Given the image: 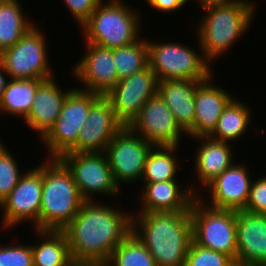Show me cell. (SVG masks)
I'll return each mask as SVG.
<instances>
[{"instance_id": "cell-30", "label": "cell", "mask_w": 266, "mask_h": 266, "mask_svg": "<svg viewBox=\"0 0 266 266\" xmlns=\"http://www.w3.org/2000/svg\"><path fill=\"white\" fill-rule=\"evenodd\" d=\"M105 266H157L149 250L131 232L112 252Z\"/></svg>"}, {"instance_id": "cell-28", "label": "cell", "mask_w": 266, "mask_h": 266, "mask_svg": "<svg viewBox=\"0 0 266 266\" xmlns=\"http://www.w3.org/2000/svg\"><path fill=\"white\" fill-rule=\"evenodd\" d=\"M44 80L9 79L0 101V115L13 116L23 120L32 106L37 87Z\"/></svg>"}, {"instance_id": "cell-35", "label": "cell", "mask_w": 266, "mask_h": 266, "mask_svg": "<svg viewBox=\"0 0 266 266\" xmlns=\"http://www.w3.org/2000/svg\"><path fill=\"white\" fill-rule=\"evenodd\" d=\"M102 0H62L65 8L80 28Z\"/></svg>"}, {"instance_id": "cell-5", "label": "cell", "mask_w": 266, "mask_h": 266, "mask_svg": "<svg viewBox=\"0 0 266 266\" xmlns=\"http://www.w3.org/2000/svg\"><path fill=\"white\" fill-rule=\"evenodd\" d=\"M84 201L67 167L59 159L44 158L38 230L62 231Z\"/></svg>"}, {"instance_id": "cell-32", "label": "cell", "mask_w": 266, "mask_h": 266, "mask_svg": "<svg viewBox=\"0 0 266 266\" xmlns=\"http://www.w3.org/2000/svg\"><path fill=\"white\" fill-rule=\"evenodd\" d=\"M185 266H237L228 255L204 248L191 242L186 255Z\"/></svg>"}, {"instance_id": "cell-37", "label": "cell", "mask_w": 266, "mask_h": 266, "mask_svg": "<svg viewBox=\"0 0 266 266\" xmlns=\"http://www.w3.org/2000/svg\"><path fill=\"white\" fill-rule=\"evenodd\" d=\"M191 1V0H190ZM196 4L201 6L200 8L205 9L213 6L228 5L243 0H195Z\"/></svg>"}, {"instance_id": "cell-2", "label": "cell", "mask_w": 266, "mask_h": 266, "mask_svg": "<svg viewBox=\"0 0 266 266\" xmlns=\"http://www.w3.org/2000/svg\"><path fill=\"white\" fill-rule=\"evenodd\" d=\"M132 233L157 266H185L192 242L190 211L133 213Z\"/></svg>"}, {"instance_id": "cell-29", "label": "cell", "mask_w": 266, "mask_h": 266, "mask_svg": "<svg viewBox=\"0 0 266 266\" xmlns=\"http://www.w3.org/2000/svg\"><path fill=\"white\" fill-rule=\"evenodd\" d=\"M113 61L119 80L132 76L148 66V37L135 43L113 49Z\"/></svg>"}, {"instance_id": "cell-33", "label": "cell", "mask_w": 266, "mask_h": 266, "mask_svg": "<svg viewBox=\"0 0 266 266\" xmlns=\"http://www.w3.org/2000/svg\"><path fill=\"white\" fill-rule=\"evenodd\" d=\"M15 244H0V266H34L31 242Z\"/></svg>"}, {"instance_id": "cell-34", "label": "cell", "mask_w": 266, "mask_h": 266, "mask_svg": "<svg viewBox=\"0 0 266 266\" xmlns=\"http://www.w3.org/2000/svg\"><path fill=\"white\" fill-rule=\"evenodd\" d=\"M261 175L252 180L245 211L261 214L266 209V174Z\"/></svg>"}, {"instance_id": "cell-23", "label": "cell", "mask_w": 266, "mask_h": 266, "mask_svg": "<svg viewBox=\"0 0 266 266\" xmlns=\"http://www.w3.org/2000/svg\"><path fill=\"white\" fill-rule=\"evenodd\" d=\"M201 81L163 80L158 82V95L172 111L178 125L187 134L195 122V93Z\"/></svg>"}, {"instance_id": "cell-10", "label": "cell", "mask_w": 266, "mask_h": 266, "mask_svg": "<svg viewBox=\"0 0 266 266\" xmlns=\"http://www.w3.org/2000/svg\"><path fill=\"white\" fill-rule=\"evenodd\" d=\"M59 160L71 172L85 201H94L96 198L99 200L98 196L101 199L110 197V200L116 197L117 200L118 195L122 194L113 178L105 153L70 152L62 155Z\"/></svg>"}, {"instance_id": "cell-16", "label": "cell", "mask_w": 266, "mask_h": 266, "mask_svg": "<svg viewBox=\"0 0 266 266\" xmlns=\"http://www.w3.org/2000/svg\"><path fill=\"white\" fill-rule=\"evenodd\" d=\"M158 79L153 70L147 66L132 76L119 80L105 95L111 102L117 118L128 126L139 114L142 106L158 90Z\"/></svg>"}, {"instance_id": "cell-27", "label": "cell", "mask_w": 266, "mask_h": 266, "mask_svg": "<svg viewBox=\"0 0 266 266\" xmlns=\"http://www.w3.org/2000/svg\"><path fill=\"white\" fill-rule=\"evenodd\" d=\"M180 145L153 146L146 158L144 172L140 183H154L168 180H178V172L182 170L180 157L176 154ZM180 161V162H179Z\"/></svg>"}, {"instance_id": "cell-18", "label": "cell", "mask_w": 266, "mask_h": 266, "mask_svg": "<svg viewBox=\"0 0 266 266\" xmlns=\"http://www.w3.org/2000/svg\"><path fill=\"white\" fill-rule=\"evenodd\" d=\"M194 141L198 142L194 149L196 152L193 153L195 155H192L195 164L192 168L194 176L191 179L195 181L189 183L193 193L199 196L214 179L235 162L236 149H233L234 144L217 141L209 136L195 137Z\"/></svg>"}, {"instance_id": "cell-9", "label": "cell", "mask_w": 266, "mask_h": 266, "mask_svg": "<svg viewBox=\"0 0 266 266\" xmlns=\"http://www.w3.org/2000/svg\"><path fill=\"white\" fill-rule=\"evenodd\" d=\"M45 34L35 24L14 46L0 54V63L9 79L47 80L55 76L49 62V42Z\"/></svg>"}, {"instance_id": "cell-19", "label": "cell", "mask_w": 266, "mask_h": 266, "mask_svg": "<svg viewBox=\"0 0 266 266\" xmlns=\"http://www.w3.org/2000/svg\"><path fill=\"white\" fill-rule=\"evenodd\" d=\"M237 266H266V216L236 211Z\"/></svg>"}, {"instance_id": "cell-15", "label": "cell", "mask_w": 266, "mask_h": 266, "mask_svg": "<svg viewBox=\"0 0 266 266\" xmlns=\"http://www.w3.org/2000/svg\"><path fill=\"white\" fill-rule=\"evenodd\" d=\"M244 161L242 163L235 161L197 197L212 208L233 211L244 210L253 180L249 172L251 166L247 167L248 165ZM203 192H205V195Z\"/></svg>"}, {"instance_id": "cell-25", "label": "cell", "mask_w": 266, "mask_h": 266, "mask_svg": "<svg viewBox=\"0 0 266 266\" xmlns=\"http://www.w3.org/2000/svg\"><path fill=\"white\" fill-rule=\"evenodd\" d=\"M35 232L37 234L35 241L36 238L37 241L35 244L31 243L34 266H76L62 231L35 230Z\"/></svg>"}, {"instance_id": "cell-6", "label": "cell", "mask_w": 266, "mask_h": 266, "mask_svg": "<svg viewBox=\"0 0 266 266\" xmlns=\"http://www.w3.org/2000/svg\"><path fill=\"white\" fill-rule=\"evenodd\" d=\"M160 41L148 38V66L163 80H207L213 73L212 65L204 56L199 40L197 48L187 43Z\"/></svg>"}, {"instance_id": "cell-20", "label": "cell", "mask_w": 266, "mask_h": 266, "mask_svg": "<svg viewBox=\"0 0 266 266\" xmlns=\"http://www.w3.org/2000/svg\"><path fill=\"white\" fill-rule=\"evenodd\" d=\"M137 200L139 209L133 213L190 211L197 197L189 184L182 186L180 180L142 183ZM137 211V212H136Z\"/></svg>"}, {"instance_id": "cell-7", "label": "cell", "mask_w": 266, "mask_h": 266, "mask_svg": "<svg viewBox=\"0 0 266 266\" xmlns=\"http://www.w3.org/2000/svg\"><path fill=\"white\" fill-rule=\"evenodd\" d=\"M190 217L195 244L226 254L236 262V211L212 208L196 197Z\"/></svg>"}, {"instance_id": "cell-13", "label": "cell", "mask_w": 266, "mask_h": 266, "mask_svg": "<svg viewBox=\"0 0 266 266\" xmlns=\"http://www.w3.org/2000/svg\"><path fill=\"white\" fill-rule=\"evenodd\" d=\"M127 127L153 146L181 145L183 136L187 138L158 93L142 106Z\"/></svg>"}, {"instance_id": "cell-17", "label": "cell", "mask_w": 266, "mask_h": 266, "mask_svg": "<svg viewBox=\"0 0 266 266\" xmlns=\"http://www.w3.org/2000/svg\"><path fill=\"white\" fill-rule=\"evenodd\" d=\"M125 125L117 118L110 100L100 96L90 107L84 125L78 134L74 153H104L112 138Z\"/></svg>"}, {"instance_id": "cell-3", "label": "cell", "mask_w": 266, "mask_h": 266, "mask_svg": "<svg viewBox=\"0 0 266 266\" xmlns=\"http://www.w3.org/2000/svg\"><path fill=\"white\" fill-rule=\"evenodd\" d=\"M257 5L255 0H243L202 10L205 14L197 21L195 35L205 58L212 65L251 30Z\"/></svg>"}, {"instance_id": "cell-26", "label": "cell", "mask_w": 266, "mask_h": 266, "mask_svg": "<svg viewBox=\"0 0 266 266\" xmlns=\"http://www.w3.org/2000/svg\"><path fill=\"white\" fill-rule=\"evenodd\" d=\"M22 6L20 0H0V54L37 24L24 13L26 10Z\"/></svg>"}, {"instance_id": "cell-11", "label": "cell", "mask_w": 266, "mask_h": 266, "mask_svg": "<svg viewBox=\"0 0 266 266\" xmlns=\"http://www.w3.org/2000/svg\"><path fill=\"white\" fill-rule=\"evenodd\" d=\"M43 187V161L26 170L18 184L0 203L2 218L0 229H11L29 223L33 230H38L41 195Z\"/></svg>"}, {"instance_id": "cell-31", "label": "cell", "mask_w": 266, "mask_h": 266, "mask_svg": "<svg viewBox=\"0 0 266 266\" xmlns=\"http://www.w3.org/2000/svg\"><path fill=\"white\" fill-rule=\"evenodd\" d=\"M11 149L7 147L5 141L0 138V203L10 194L18 184L22 175L26 172L20 168L21 165L14 157Z\"/></svg>"}, {"instance_id": "cell-39", "label": "cell", "mask_w": 266, "mask_h": 266, "mask_svg": "<svg viewBox=\"0 0 266 266\" xmlns=\"http://www.w3.org/2000/svg\"><path fill=\"white\" fill-rule=\"evenodd\" d=\"M261 214L266 216V209Z\"/></svg>"}, {"instance_id": "cell-8", "label": "cell", "mask_w": 266, "mask_h": 266, "mask_svg": "<svg viewBox=\"0 0 266 266\" xmlns=\"http://www.w3.org/2000/svg\"><path fill=\"white\" fill-rule=\"evenodd\" d=\"M100 96L76 87L68 94L57 121L39 141L47 150L45 159H59L77 146L78 134L86 121L89 109Z\"/></svg>"}, {"instance_id": "cell-24", "label": "cell", "mask_w": 266, "mask_h": 266, "mask_svg": "<svg viewBox=\"0 0 266 266\" xmlns=\"http://www.w3.org/2000/svg\"><path fill=\"white\" fill-rule=\"evenodd\" d=\"M236 97L224 108L215 129L209 135L210 138L232 144L238 142L239 138L242 139L247 133L246 131H249L250 127L252 128V122H255L252 121L254 117L253 108Z\"/></svg>"}, {"instance_id": "cell-38", "label": "cell", "mask_w": 266, "mask_h": 266, "mask_svg": "<svg viewBox=\"0 0 266 266\" xmlns=\"http://www.w3.org/2000/svg\"><path fill=\"white\" fill-rule=\"evenodd\" d=\"M8 80H9L8 74L5 71L3 65L0 63V101Z\"/></svg>"}, {"instance_id": "cell-4", "label": "cell", "mask_w": 266, "mask_h": 266, "mask_svg": "<svg viewBox=\"0 0 266 266\" xmlns=\"http://www.w3.org/2000/svg\"><path fill=\"white\" fill-rule=\"evenodd\" d=\"M105 1L102 0L89 19L78 28L84 42L114 49L139 40L143 36L141 9H134L124 0Z\"/></svg>"}, {"instance_id": "cell-22", "label": "cell", "mask_w": 266, "mask_h": 266, "mask_svg": "<svg viewBox=\"0 0 266 266\" xmlns=\"http://www.w3.org/2000/svg\"><path fill=\"white\" fill-rule=\"evenodd\" d=\"M214 77L212 74L207 80L201 81L196 88L195 122L187 133V139L209 136L215 129L224 108L235 97L222 86L213 83Z\"/></svg>"}, {"instance_id": "cell-36", "label": "cell", "mask_w": 266, "mask_h": 266, "mask_svg": "<svg viewBox=\"0 0 266 266\" xmlns=\"http://www.w3.org/2000/svg\"><path fill=\"white\" fill-rule=\"evenodd\" d=\"M151 7V9L156 10L159 13H172L175 11H180L181 8L187 7L189 0H145V3Z\"/></svg>"}, {"instance_id": "cell-1", "label": "cell", "mask_w": 266, "mask_h": 266, "mask_svg": "<svg viewBox=\"0 0 266 266\" xmlns=\"http://www.w3.org/2000/svg\"><path fill=\"white\" fill-rule=\"evenodd\" d=\"M105 200L84 201L62 230L71 258L78 266H105L113 250L132 232V214ZM128 212H126L125 210Z\"/></svg>"}, {"instance_id": "cell-14", "label": "cell", "mask_w": 266, "mask_h": 266, "mask_svg": "<svg viewBox=\"0 0 266 266\" xmlns=\"http://www.w3.org/2000/svg\"><path fill=\"white\" fill-rule=\"evenodd\" d=\"M84 46L85 53L71 66V78L79 82L80 87H75L105 96L119 81L113 49L90 43Z\"/></svg>"}, {"instance_id": "cell-21", "label": "cell", "mask_w": 266, "mask_h": 266, "mask_svg": "<svg viewBox=\"0 0 266 266\" xmlns=\"http://www.w3.org/2000/svg\"><path fill=\"white\" fill-rule=\"evenodd\" d=\"M55 78L44 80L37 87L32 106L23 120L30 131L36 132L35 135L37 134L40 140L53 127L66 97L74 89V87L62 89Z\"/></svg>"}, {"instance_id": "cell-12", "label": "cell", "mask_w": 266, "mask_h": 266, "mask_svg": "<svg viewBox=\"0 0 266 266\" xmlns=\"http://www.w3.org/2000/svg\"><path fill=\"white\" fill-rule=\"evenodd\" d=\"M153 147L145 139L133 133L125 126L109 142L105 155L110 165L113 178L121 190L128 183H139L144 172L146 158Z\"/></svg>"}]
</instances>
